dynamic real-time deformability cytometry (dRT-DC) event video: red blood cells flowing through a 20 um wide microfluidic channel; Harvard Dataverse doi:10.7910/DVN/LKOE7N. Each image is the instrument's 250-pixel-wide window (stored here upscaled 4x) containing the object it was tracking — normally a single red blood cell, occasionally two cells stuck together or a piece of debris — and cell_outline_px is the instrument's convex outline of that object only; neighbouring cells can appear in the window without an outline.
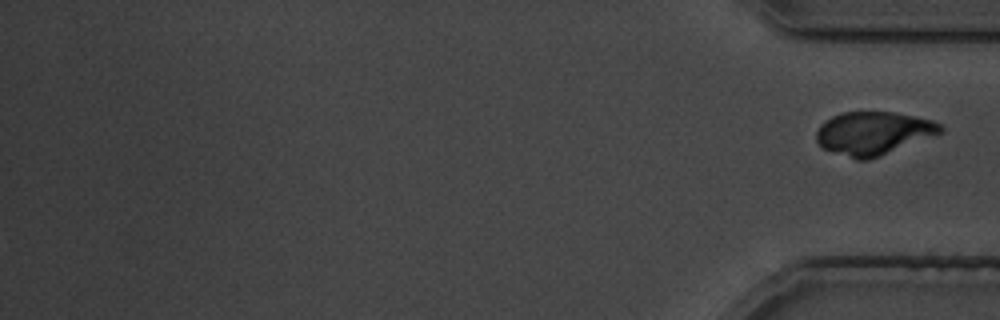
{"species": "common noctule bat (a hibernating species)", "species_latin": "Nyctalus noctula", "temperature_condition": "cold", "stored_images_in_passage": 32, "camera_frame_rate_fps": 3000, "um_per_image_px": 0.085, "animal": {"sex": "male", "body_mass_g": 19.5, "forearm_length_mm": 54.6}, "frame": {"image": 1, "passage_image": 32, "time_ms": 38.667, "image_size_px": [1000, 320], "cell_outline_px": [[944, 132], [880, 156], [868, 160], [856, 160], [824, 148], [816, 140], [816, 132], [820, 124], [824, 120], [832, 116], [844, 112], [892, 112], [932, 120], [940, 124], [944, 128]], "centroid_in_image_um": [74.23, 11.32], "position_along_channel_um": 361.0, "area_um2": 31.1}}